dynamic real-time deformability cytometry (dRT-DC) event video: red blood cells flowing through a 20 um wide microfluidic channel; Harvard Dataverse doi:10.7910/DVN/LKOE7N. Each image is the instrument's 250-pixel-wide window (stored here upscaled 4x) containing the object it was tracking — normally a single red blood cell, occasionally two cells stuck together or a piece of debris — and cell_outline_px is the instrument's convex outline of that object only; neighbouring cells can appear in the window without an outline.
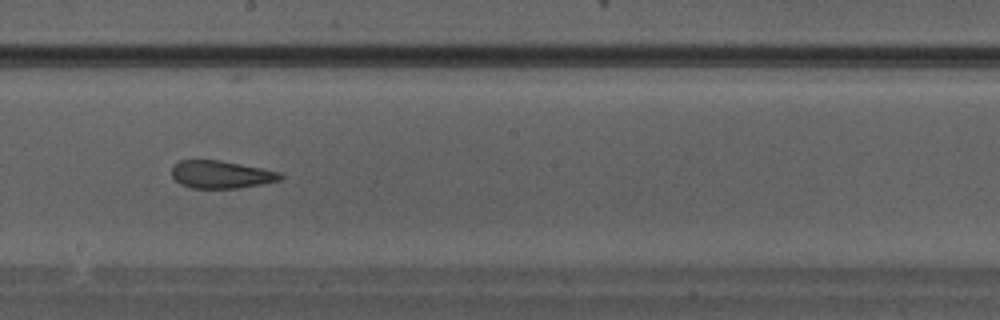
{"species": "Egyptian fruit bat (a non-hibernating species)", "species_latin": "Rousettus aegyptiacus", "temperature_condition": "warm", "stored_images_in_passage": 35, "camera_frame_rate_fps": 3000, "um_per_image_px": 0.085, "animal": {"sex": "male"}, "frame": {"image": 1, "passage_image": 20, "time_ms": 6.333, "image_size_px": [1000, 320], "cell_outline_px": [[284, 176], [280, 180], [240, 188], [192, 188], [180, 184], [172, 176], [172, 164], [180, 160], [220, 160], [280, 172]], "centroid_in_image_um": [18.76, 14.83], "position_along_channel_um": 229.4, "area_um2": 17.46}}